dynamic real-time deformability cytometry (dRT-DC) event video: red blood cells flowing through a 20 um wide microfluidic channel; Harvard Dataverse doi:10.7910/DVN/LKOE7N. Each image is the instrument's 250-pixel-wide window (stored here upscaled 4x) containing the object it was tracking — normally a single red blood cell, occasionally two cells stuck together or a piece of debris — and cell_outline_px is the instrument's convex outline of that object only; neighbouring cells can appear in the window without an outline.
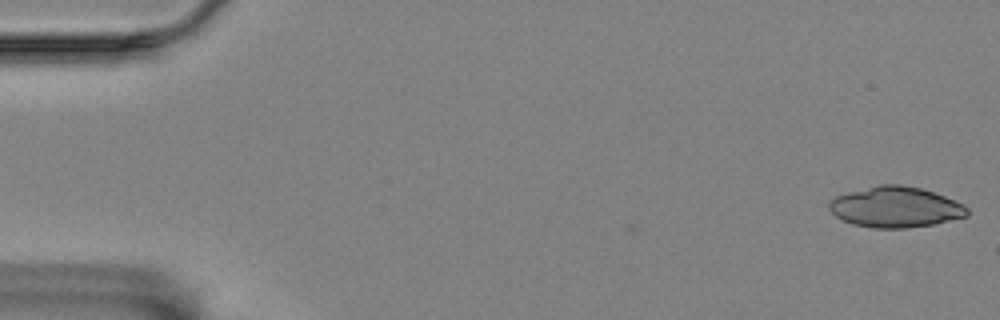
{"species": "Egyptian fruit bat (a non-hibernating species)", "species_latin": "Rousettus aegyptiacus", "temperature_condition": "room temperature", "stored_images_in_passage": 2, "camera_frame_rate_fps": 3000, "um_per_image_px": 0.085, "animal": {"sex": "female"}, "frame": {"image": 1, "passage_image": 2, "time_ms": 0.333, "image_size_px": [1000, 320], "cell_outline_px": [[968, 216], [932, 224], [904, 228], [872, 228], [852, 224], [840, 220], [828, 208], [828, 204], [836, 196], [848, 192], [880, 184], [904, 184], [920, 188], [944, 196], [964, 204], [968, 208]], "centroid_in_image_um": [76.1, 17.6], "position_along_channel_um": 8.9, "area_um2": 32.71}}